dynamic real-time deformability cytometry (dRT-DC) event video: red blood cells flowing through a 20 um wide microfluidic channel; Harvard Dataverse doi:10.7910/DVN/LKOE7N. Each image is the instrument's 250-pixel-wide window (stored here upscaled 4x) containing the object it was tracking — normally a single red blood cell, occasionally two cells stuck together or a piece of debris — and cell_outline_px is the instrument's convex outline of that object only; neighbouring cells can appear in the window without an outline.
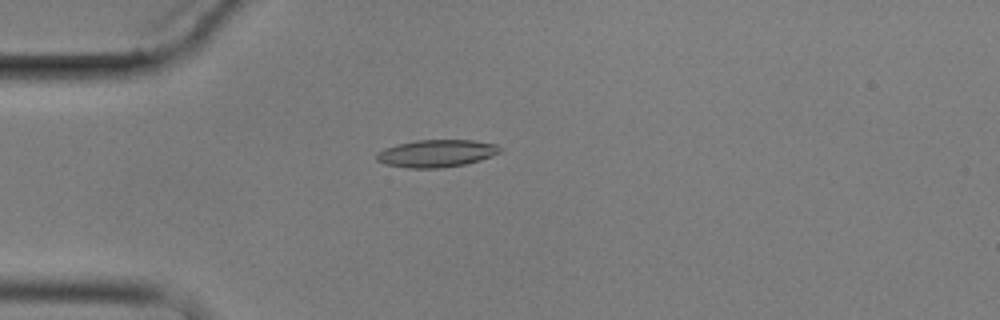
{"species": "common noctule bat (a hibernating species)", "species_latin": "Nyctalus noctula", "temperature_condition": "cold", "stored_images_in_passage": 5, "camera_frame_rate_fps": 3000, "um_per_image_px": 0.085, "animal": {"sex": "male", "body_mass_g": 17.9}, "frame": {"image": 1, "passage_image": 5, "time_ms": 4.667, "image_size_px": [1000, 320], "cell_outline_px": [[500, 152], [492, 156], [480, 160], [464, 164], [440, 168], [408, 168], [384, 164], [376, 160], [376, 152], [384, 148], [396, 144], [416, 140], [472, 140], [496, 144], [500, 148]], "centroid_in_image_um": [37.05, 13.04], "position_along_channel_um": 47.9, "area_um2": 19.77}}